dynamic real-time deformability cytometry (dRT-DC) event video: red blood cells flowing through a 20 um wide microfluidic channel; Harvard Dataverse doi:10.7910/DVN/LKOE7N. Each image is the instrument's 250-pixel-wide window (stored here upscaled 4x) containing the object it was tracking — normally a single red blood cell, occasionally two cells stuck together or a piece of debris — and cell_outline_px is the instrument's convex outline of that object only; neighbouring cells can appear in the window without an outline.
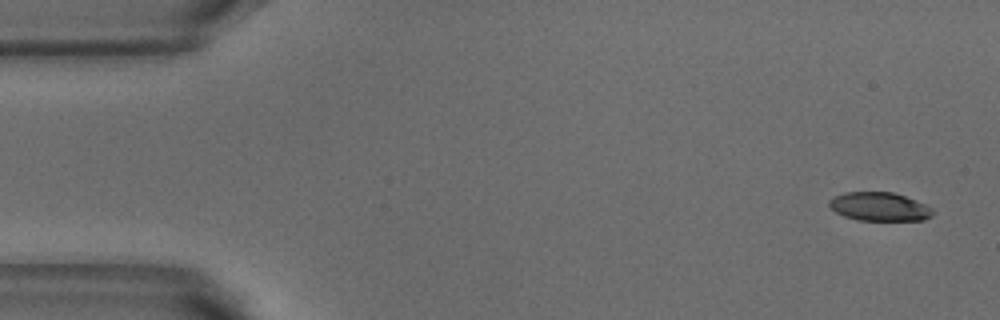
{"species": "common noctule bat (a hibernating species)", "species_latin": "Nyctalus noctula", "temperature_condition": "warm", "stored_images_in_passage": 4, "camera_frame_rate_fps": 3000, "um_per_image_px": 0.085, "animal": {"sex": "male", "body_mass_g": 18.8}, "frame": {"image": 1, "passage_image": 1, "time_ms": 0.0, "image_size_px": [1000, 320], "cell_outline_px": [[932, 216], [924, 220], [856, 220], [844, 216], [836, 212], [828, 204], [828, 200], [832, 196], [844, 192], [892, 192], [916, 200], [932, 208]], "centroid_in_image_um": [74.71, 17.56], "position_along_channel_um": 10.3, "area_um2": 17.28}}
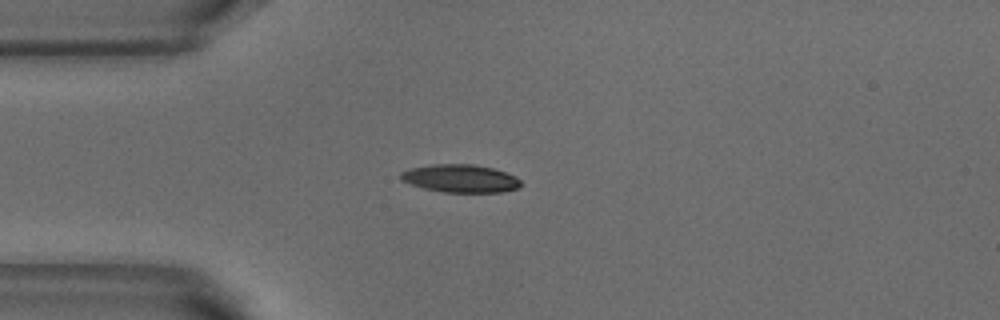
{"frame": {"image": 2, "passage_image": 4, "time_ms": 1.0, "image_size_px": [1000, 320], "cell_outline_px": [[524, 184], [520, 188], [504, 192], [444, 192], [424, 188], [400, 180], [400, 172], [408, 168], [432, 164], [472, 164], [492, 168], [516, 176]], "centroid_in_image_um": [39.15, 15.17], "position_along_channel_um": 45.8, "area_um2": 19.71}}